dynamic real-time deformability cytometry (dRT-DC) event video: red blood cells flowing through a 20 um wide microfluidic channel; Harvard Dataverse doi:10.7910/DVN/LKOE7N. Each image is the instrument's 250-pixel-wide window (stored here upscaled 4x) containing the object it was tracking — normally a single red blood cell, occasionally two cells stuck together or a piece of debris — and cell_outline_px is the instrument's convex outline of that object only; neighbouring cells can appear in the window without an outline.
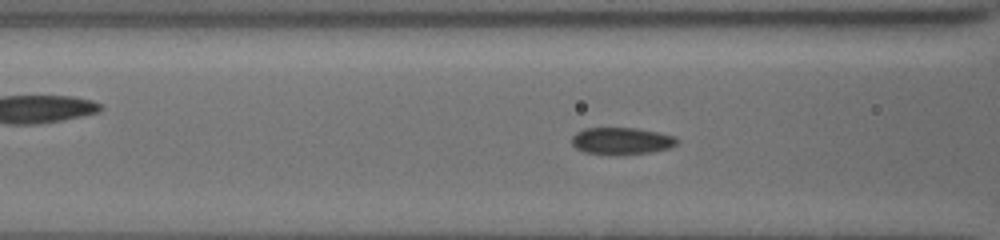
{"species": "common noctule bat (a hibernating species)", "species_latin": "Nyctalus noctula", "temperature_condition": "cold", "stored_images_in_passage": 56, "camera_frame_rate_fps": 3000, "um_per_image_px": 0.085, "animal": {"sex": "female", "body_mass_g": 19.5, "forearm_length_mm": 54.1}, "frame": {"image": 1, "passage_image": 27, "time_ms": 7.333, "image_size_px": [1000, 240], "cell_outline_px": [[680, 140], [676, 144], [668, 148], [648, 152], [616, 156], [584, 152], [576, 148], [572, 144], [572, 136], [576, 132], [584, 128], [636, 128], [676, 136]], "centroid_in_image_um": [52.81, 11.99], "position_along_channel_um": 113.8, "area_um2": 16.7}}
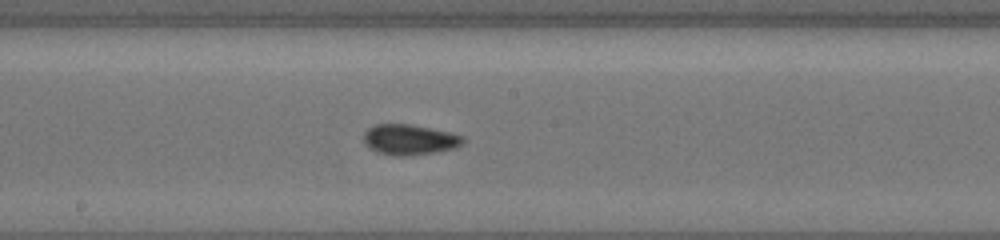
{"frame": {"image": 2, "passage_image": 37, "time_ms": 10.0, "image_size_px": [1000, 240], "cell_outline_px": [[464, 140], [456, 148], [436, 152], [408, 156], [392, 156], [376, 152], [364, 144], [364, 132], [368, 128], [376, 124], [408, 124], [448, 132], [464, 136]], "centroid_in_image_um": [34.77, 11.88], "position_along_channel_um": 213.4, "area_um2": 17.63}}
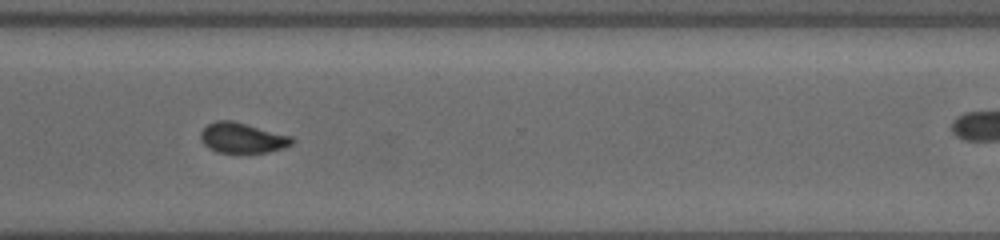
{"frame": {"image": 3, "passage_image": 51, "time_ms": 13.667, "image_size_px": [1000, 240], "cell_outline_px": [[296, 140], [292, 144], [284, 148], [268, 152], [216, 152], [208, 148], [200, 140], [200, 132], [208, 124], [216, 120], [232, 120], [292, 136]], "centroid_in_image_um": [20.6, 11.72], "position_along_channel_um": 350.0, "area_um2": 16.18}}